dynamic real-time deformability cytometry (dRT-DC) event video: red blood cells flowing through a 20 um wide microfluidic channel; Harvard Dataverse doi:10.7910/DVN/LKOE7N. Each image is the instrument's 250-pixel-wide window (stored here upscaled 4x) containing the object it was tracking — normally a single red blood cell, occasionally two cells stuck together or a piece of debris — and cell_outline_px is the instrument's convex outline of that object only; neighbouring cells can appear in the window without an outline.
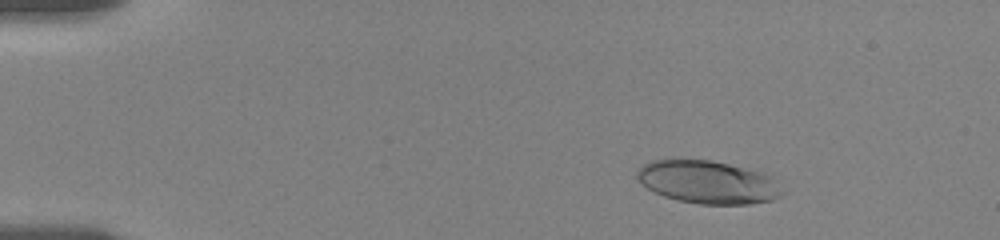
{"species": "human", "species_latin": "Homo sapiens", "temperature_condition": "room temperature", "stored_images_in_passage": 10, "camera_frame_rate_fps": 3000, "um_per_image_px": 0.085, "donor": {"sex": "female"}, "frame": {"image": 1, "passage_image": 4, "time_ms": 2.333, "image_size_px": [1000, 240], "cell_outline_px": [[784, 192], [780, 196], [772, 200], [752, 204], [700, 204], [680, 200], [664, 196], [648, 188], [636, 176], [636, 172], [644, 164], [652, 160], [712, 160], [728, 164], [772, 176]], "centroid_in_image_um": [60.19, 15.49], "position_along_channel_um": 24.8, "area_um2": 35.78}}
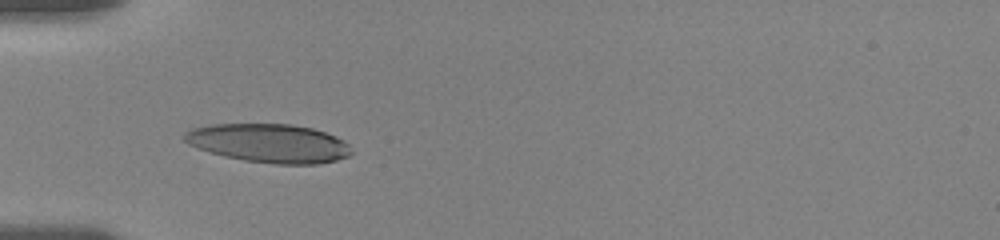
{"frame": {"image": 2, "passage_image": 9, "time_ms": 5.667, "image_size_px": [1000, 240], "cell_outline_px": [[352, 152], [348, 156], [336, 160], [316, 164], [272, 164], [244, 160], [224, 156], [188, 144], [184, 140], [184, 132], [192, 128], [212, 124], [292, 124], [312, 128], [336, 136], [344, 140], [348, 144]], "centroid_in_image_um": [22.88, 12.17], "position_along_channel_um": 62.1, "area_um2": 37.57}}
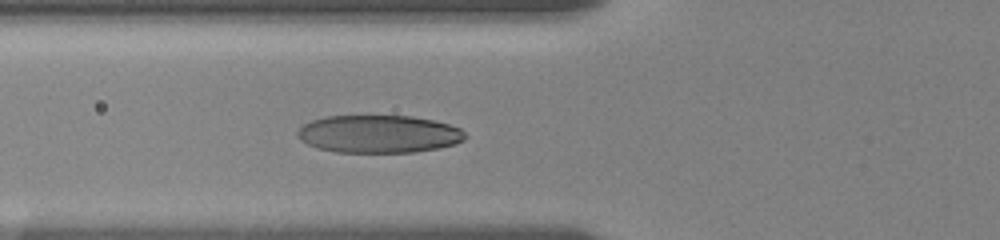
{"frame": {"image": 3, "passage_image": 10, "time_ms": 6.667, "image_size_px": [1000, 240], "cell_outline_px": [[464, 140], [456, 144], [440, 148], [412, 152], [336, 152], [316, 148], [300, 140], [296, 136], [296, 132], [304, 124], [312, 120], [324, 116], [412, 116], [432, 120], [448, 124], [460, 128], [464, 132]], "centroid_in_image_um": [32.17, 11.39], "position_along_channel_um": 93.6, "area_um2": 36.93}}